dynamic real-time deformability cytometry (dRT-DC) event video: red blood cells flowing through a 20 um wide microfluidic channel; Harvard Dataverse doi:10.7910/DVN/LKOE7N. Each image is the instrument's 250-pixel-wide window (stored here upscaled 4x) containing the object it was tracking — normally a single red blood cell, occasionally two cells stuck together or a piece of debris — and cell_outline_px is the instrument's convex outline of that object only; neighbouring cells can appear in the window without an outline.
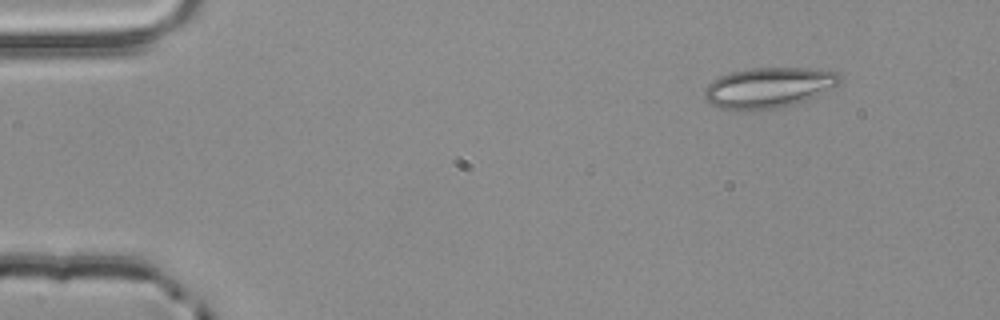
{"species": "common noctule bat (a hibernating species)", "species_latin": "Nyctalus noctula", "temperature_condition": "room temperature", "stored_images_in_passage": 50, "camera_frame_rate_fps": 3000, "um_per_image_px": 0.085, "animal": {"sex": "male", "body_mass_g": 20.4}, "frame": {"image": 1, "passage_image": 2, "time_ms": 0.333, "image_size_px": [1000, 320], "cell_outline_px": [[840, 84], [816, 96], [792, 104], [776, 108], [720, 108], [704, 100], [704, 88], [712, 80], [720, 76], [732, 72], [748, 68], [808, 68], [836, 72], [840, 76]], "centroid_in_image_um": [65.32, 7.41], "position_along_channel_um": 19.7, "area_um2": 31.27}}
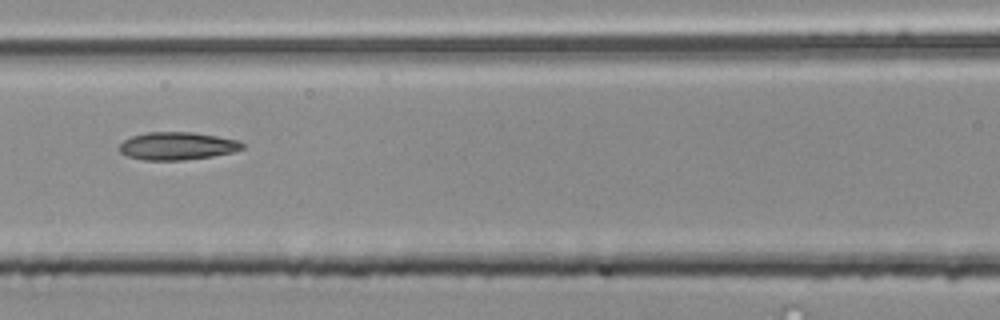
{"frame": {"image": 2, "passage_image": 20, "time_ms": 6.333, "image_size_px": [1000, 320], "cell_outline_px": [[244, 148], [232, 152], [212, 156], [184, 160], [144, 160], [128, 156], [120, 152], [116, 148], [124, 140], [132, 136], [148, 132], [192, 132], [216, 136], [236, 140], [244, 144]], "centroid_in_image_um": [15.02, 12.41], "position_along_channel_um": 151.6, "area_um2": 19.83}}
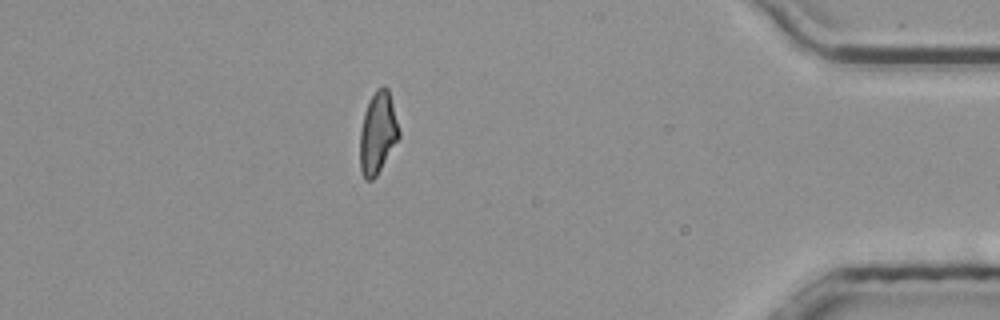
{"frame": {"image": 3, "passage_image": 43, "time_ms": 14.0, "image_size_px": [1000, 320], "cell_outline_px": [[400, 136], [376, 176], [372, 180], [364, 180], [360, 168], [360, 132], [364, 112], [376, 88], [384, 84], [388, 88], [400, 132]], "centroid_in_image_um": [32.1, 11.29], "position_along_channel_um": 403.1, "area_um2": 18.44}, "authors_computed_cell_mechanics": {"area_um2": 19.5075, "velocity_mm_per_s": 3.8786, "shape_relaxation_time_tau1_ms": 6.4689, "shape_relaxation_time_tau2_ms": 2.277, "deformation_change_tau1": 0.1905, "deformation_change_tau2": 0.1069}}